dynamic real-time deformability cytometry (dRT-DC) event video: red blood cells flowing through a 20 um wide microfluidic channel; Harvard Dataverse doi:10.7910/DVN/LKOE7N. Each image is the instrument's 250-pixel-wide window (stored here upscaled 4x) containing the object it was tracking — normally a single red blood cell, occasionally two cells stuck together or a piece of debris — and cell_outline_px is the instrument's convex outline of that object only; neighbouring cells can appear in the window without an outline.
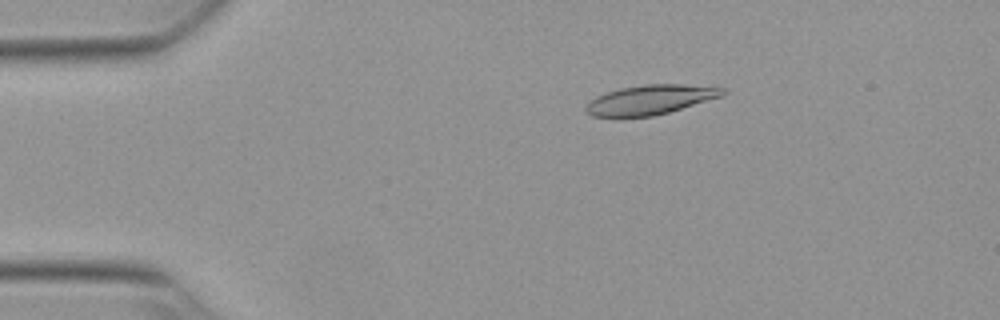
{"species": "Egyptian fruit bat (a non-hibernating species)", "species_latin": "Rousettus aegyptiacus", "temperature_condition": "warm", "stored_images_in_passage": 53, "camera_frame_rate_fps": 3000, "um_per_image_px": 0.085, "animal": {"sex": "female"}, "frame": {"image": 1, "passage_image": 9, "time_ms": 2.667, "image_size_px": [1000, 320], "cell_outline_px": [[728, 92], [724, 96], [668, 112], [652, 116], [592, 116], [584, 108], [596, 96], [620, 88], [644, 84], [684, 84], [728, 88]], "centroid_in_image_um": [55.37, 8.45], "position_along_channel_um": 29.6, "area_um2": 23.41}}
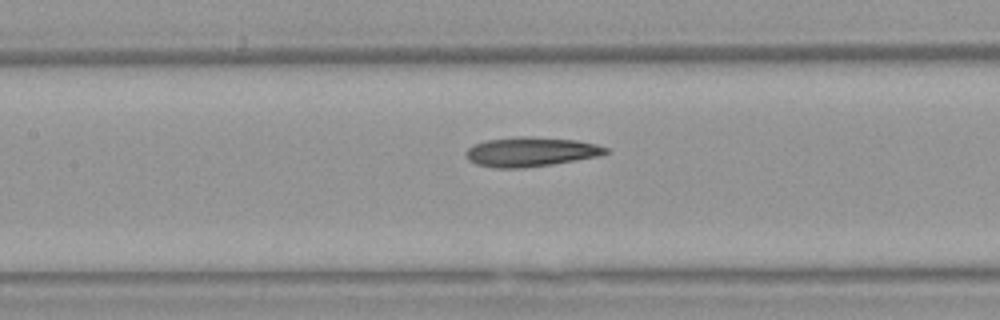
{"frame": {"image": 2, "passage_image": 24, "time_ms": 7.667, "image_size_px": [1000, 320], "cell_outline_px": [[608, 152], [600, 156], [552, 164], [524, 168], [496, 168], [476, 164], [468, 160], [464, 156], [464, 152], [472, 144], [484, 140], [516, 136], [524, 136], [576, 140], [596, 144], [608, 148]], "centroid_in_image_um": [45.06, 12.9], "position_along_channel_um": 162.3, "area_um2": 24.22}}
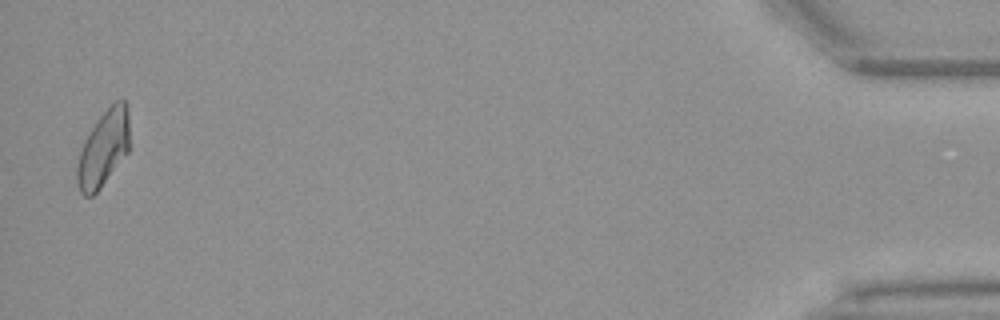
{"frame": {"image": 3, "passage_image": 52, "time_ms": 17.0, "image_size_px": [1000, 320], "cell_outline_px": [[128, 152], [100, 188], [92, 196], [84, 196], [80, 192], [76, 180], [76, 168], [80, 152], [96, 120], [116, 100], [124, 100], [128, 104]], "centroid_in_image_um": [8.79, 12.63], "position_along_channel_um": 426.4, "area_um2": 22.83}, "authors_computed_cell_mechanics": {"area_um2": 23.5246, "velocity_mm_per_s": 3.8015, "shape_relaxation_time_tau1_ms": null, "shape_relaxation_time_tau2_ms": 3.1413, "deformation_change_tau1": null, "deformation_change_tau2": 0.1127}}